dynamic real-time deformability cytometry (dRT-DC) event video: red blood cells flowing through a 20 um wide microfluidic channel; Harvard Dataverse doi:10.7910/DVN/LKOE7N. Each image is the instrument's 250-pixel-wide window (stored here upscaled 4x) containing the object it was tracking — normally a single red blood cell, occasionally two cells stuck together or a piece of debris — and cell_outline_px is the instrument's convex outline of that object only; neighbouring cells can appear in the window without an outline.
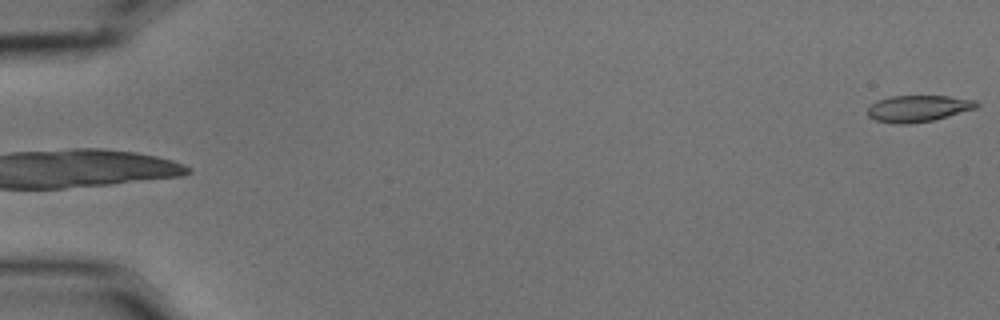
{"species": "common noctule bat (a hibernating species)", "species_latin": "Nyctalus noctula", "temperature_condition": "cold", "stored_images_in_passage": 5, "camera_frame_rate_fps": 3000, "um_per_image_px": 0.085, "animal": {"sex": "male", "body_mass_g": 15.6}, "frame": {"image": 1, "passage_image": 5, "time_ms": 1.333, "image_size_px": [1000, 320], "cell_outline_px": [[980, 104], [976, 108], [948, 116], [932, 120], [908, 124], [896, 124], [876, 120], [868, 116], [868, 108], [876, 100], [888, 96], [948, 96], [976, 100]], "centroid_in_image_um": [78.03, 9.21], "position_along_channel_um": 7.0, "area_um2": 16.82}}